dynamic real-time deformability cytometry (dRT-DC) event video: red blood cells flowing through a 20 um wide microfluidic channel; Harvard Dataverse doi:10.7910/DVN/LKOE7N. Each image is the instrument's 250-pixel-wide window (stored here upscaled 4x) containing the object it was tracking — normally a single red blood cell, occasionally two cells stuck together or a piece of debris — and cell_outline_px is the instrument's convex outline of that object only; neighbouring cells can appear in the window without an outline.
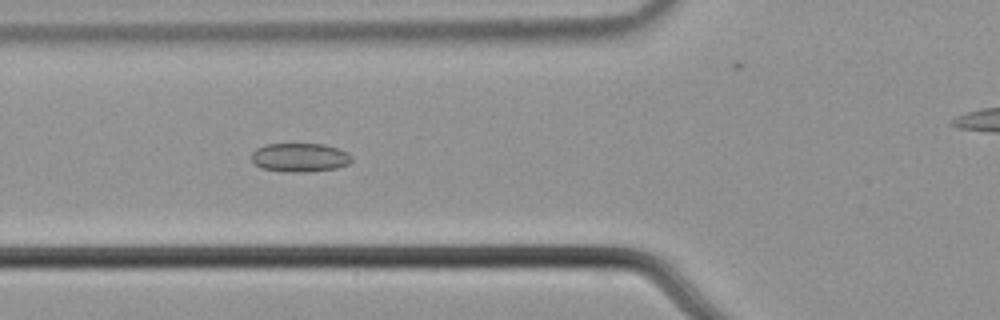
{"species": "common noctule bat (a hibernating species)", "species_latin": "Nyctalus noctula", "temperature_condition": "cold", "stored_images_in_passage": 5, "camera_frame_rate_fps": 3000, "um_per_image_px": 0.085, "animal": {"sex": "male", "body_mass_g": 21.5, "forearm_length_mm": 52.0}, "frame": {"image": 1, "passage_image": 3, "time_ms": 0.667, "image_size_px": [1000, 320], "cell_outline_px": [[352, 160], [348, 164], [336, 168], [308, 172], [284, 172], [260, 168], [252, 160], [252, 152], [256, 148], [264, 144], [324, 144], [348, 152], [352, 156]], "centroid_in_image_um": [25.48, 13.39], "position_along_channel_um": 100.3, "area_um2": 16.94}}